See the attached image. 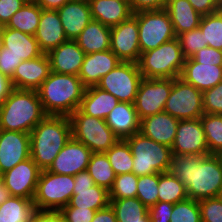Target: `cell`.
Masks as SVG:
<instances>
[{"label":"cell","mask_w":222,"mask_h":222,"mask_svg":"<svg viewBox=\"0 0 222 222\" xmlns=\"http://www.w3.org/2000/svg\"><path fill=\"white\" fill-rule=\"evenodd\" d=\"M169 172L186 187L188 198L217 197L222 187V163L215 154H173Z\"/></svg>","instance_id":"cell-1"},{"label":"cell","mask_w":222,"mask_h":222,"mask_svg":"<svg viewBox=\"0 0 222 222\" xmlns=\"http://www.w3.org/2000/svg\"><path fill=\"white\" fill-rule=\"evenodd\" d=\"M71 137L69 117L46 115L30 132V157L46 170Z\"/></svg>","instance_id":"cell-2"},{"label":"cell","mask_w":222,"mask_h":222,"mask_svg":"<svg viewBox=\"0 0 222 222\" xmlns=\"http://www.w3.org/2000/svg\"><path fill=\"white\" fill-rule=\"evenodd\" d=\"M85 89L78 76L51 71L37 93L46 115L69 117L79 108Z\"/></svg>","instance_id":"cell-3"},{"label":"cell","mask_w":222,"mask_h":222,"mask_svg":"<svg viewBox=\"0 0 222 222\" xmlns=\"http://www.w3.org/2000/svg\"><path fill=\"white\" fill-rule=\"evenodd\" d=\"M45 116L37 90L14 88L0 105V130L30 134Z\"/></svg>","instance_id":"cell-4"},{"label":"cell","mask_w":222,"mask_h":222,"mask_svg":"<svg viewBox=\"0 0 222 222\" xmlns=\"http://www.w3.org/2000/svg\"><path fill=\"white\" fill-rule=\"evenodd\" d=\"M184 62L185 57L176 37L155 49L141 53L137 64L144 79H174L180 77Z\"/></svg>","instance_id":"cell-5"},{"label":"cell","mask_w":222,"mask_h":222,"mask_svg":"<svg viewBox=\"0 0 222 222\" xmlns=\"http://www.w3.org/2000/svg\"><path fill=\"white\" fill-rule=\"evenodd\" d=\"M133 155L132 172L136 176L168 172L171 159V147L157 143L140 132L126 139Z\"/></svg>","instance_id":"cell-6"},{"label":"cell","mask_w":222,"mask_h":222,"mask_svg":"<svg viewBox=\"0 0 222 222\" xmlns=\"http://www.w3.org/2000/svg\"><path fill=\"white\" fill-rule=\"evenodd\" d=\"M74 189V176L41 170L33 202L39 211H57L68 205Z\"/></svg>","instance_id":"cell-7"},{"label":"cell","mask_w":222,"mask_h":222,"mask_svg":"<svg viewBox=\"0 0 222 222\" xmlns=\"http://www.w3.org/2000/svg\"><path fill=\"white\" fill-rule=\"evenodd\" d=\"M72 137L82 142L92 153L107 152L119 139L105 120L75 110L70 116Z\"/></svg>","instance_id":"cell-8"},{"label":"cell","mask_w":222,"mask_h":222,"mask_svg":"<svg viewBox=\"0 0 222 222\" xmlns=\"http://www.w3.org/2000/svg\"><path fill=\"white\" fill-rule=\"evenodd\" d=\"M133 14L137 17L141 53L155 49L177 37L165 9L144 10Z\"/></svg>","instance_id":"cell-9"},{"label":"cell","mask_w":222,"mask_h":222,"mask_svg":"<svg viewBox=\"0 0 222 222\" xmlns=\"http://www.w3.org/2000/svg\"><path fill=\"white\" fill-rule=\"evenodd\" d=\"M142 79L137 63L121 61L96 86L114 95L120 102L134 104Z\"/></svg>","instance_id":"cell-10"},{"label":"cell","mask_w":222,"mask_h":222,"mask_svg":"<svg viewBox=\"0 0 222 222\" xmlns=\"http://www.w3.org/2000/svg\"><path fill=\"white\" fill-rule=\"evenodd\" d=\"M164 112L178 120L201 118L204 114L202 91L180 77L174 78Z\"/></svg>","instance_id":"cell-11"},{"label":"cell","mask_w":222,"mask_h":222,"mask_svg":"<svg viewBox=\"0 0 222 222\" xmlns=\"http://www.w3.org/2000/svg\"><path fill=\"white\" fill-rule=\"evenodd\" d=\"M173 79L150 78L140 81L134 102L138 118L164 112V106L172 90Z\"/></svg>","instance_id":"cell-12"},{"label":"cell","mask_w":222,"mask_h":222,"mask_svg":"<svg viewBox=\"0 0 222 222\" xmlns=\"http://www.w3.org/2000/svg\"><path fill=\"white\" fill-rule=\"evenodd\" d=\"M110 50L122 62L139 61V29L137 17L133 14L117 26L111 28Z\"/></svg>","instance_id":"cell-13"},{"label":"cell","mask_w":222,"mask_h":222,"mask_svg":"<svg viewBox=\"0 0 222 222\" xmlns=\"http://www.w3.org/2000/svg\"><path fill=\"white\" fill-rule=\"evenodd\" d=\"M41 169L28 158L1 174V181L11 196L33 199Z\"/></svg>","instance_id":"cell-14"},{"label":"cell","mask_w":222,"mask_h":222,"mask_svg":"<svg viewBox=\"0 0 222 222\" xmlns=\"http://www.w3.org/2000/svg\"><path fill=\"white\" fill-rule=\"evenodd\" d=\"M109 204V191L102 186L95 185L87 170L74 176L73 195L65 207L89 208L97 211Z\"/></svg>","instance_id":"cell-15"},{"label":"cell","mask_w":222,"mask_h":222,"mask_svg":"<svg viewBox=\"0 0 222 222\" xmlns=\"http://www.w3.org/2000/svg\"><path fill=\"white\" fill-rule=\"evenodd\" d=\"M171 149L172 154L210 155L200 118L179 120Z\"/></svg>","instance_id":"cell-16"},{"label":"cell","mask_w":222,"mask_h":222,"mask_svg":"<svg viewBox=\"0 0 222 222\" xmlns=\"http://www.w3.org/2000/svg\"><path fill=\"white\" fill-rule=\"evenodd\" d=\"M91 154L92 151L82 142L71 137L47 170L52 173L75 176L87 170Z\"/></svg>","instance_id":"cell-17"},{"label":"cell","mask_w":222,"mask_h":222,"mask_svg":"<svg viewBox=\"0 0 222 222\" xmlns=\"http://www.w3.org/2000/svg\"><path fill=\"white\" fill-rule=\"evenodd\" d=\"M30 158V134L0 130V173Z\"/></svg>","instance_id":"cell-18"},{"label":"cell","mask_w":222,"mask_h":222,"mask_svg":"<svg viewBox=\"0 0 222 222\" xmlns=\"http://www.w3.org/2000/svg\"><path fill=\"white\" fill-rule=\"evenodd\" d=\"M0 54H12L24 61L41 56L43 52L33 35L3 26L0 27Z\"/></svg>","instance_id":"cell-19"},{"label":"cell","mask_w":222,"mask_h":222,"mask_svg":"<svg viewBox=\"0 0 222 222\" xmlns=\"http://www.w3.org/2000/svg\"><path fill=\"white\" fill-rule=\"evenodd\" d=\"M51 72L47 54L34 59L24 60L17 67L11 78L16 89L37 90Z\"/></svg>","instance_id":"cell-20"},{"label":"cell","mask_w":222,"mask_h":222,"mask_svg":"<svg viewBox=\"0 0 222 222\" xmlns=\"http://www.w3.org/2000/svg\"><path fill=\"white\" fill-rule=\"evenodd\" d=\"M120 62L110 49L85 54L78 77L86 88L96 86L100 79L113 70Z\"/></svg>","instance_id":"cell-21"},{"label":"cell","mask_w":222,"mask_h":222,"mask_svg":"<svg viewBox=\"0 0 222 222\" xmlns=\"http://www.w3.org/2000/svg\"><path fill=\"white\" fill-rule=\"evenodd\" d=\"M34 37L44 54H48L68 40L57 10L42 9L39 26Z\"/></svg>","instance_id":"cell-22"},{"label":"cell","mask_w":222,"mask_h":222,"mask_svg":"<svg viewBox=\"0 0 222 222\" xmlns=\"http://www.w3.org/2000/svg\"><path fill=\"white\" fill-rule=\"evenodd\" d=\"M52 72L78 76L85 53L75 40H67L48 54Z\"/></svg>","instance_id":"cell-23"},{"label":"cell","mask_w":222,"mask_h":222,"mask_svg":"<svg viewBox=\"0 0 222 222\" xmlns=\"http://www.w3.org/2000/svg\"><path fill=\"white\" fill-rule=\"evenodd\" d=\"M179 120L166 112L144 117L140 120V133L157 143L172 146Z\"/></svg>","instance_id":"cell-24"},{"label":"cell","mask_w":222,"mask_h":222,"mask_svg":"<svg viewBox=\"0 0 222 222\" xmlns=\"http://www.w3.org/2000/svg\"><path fill=\"white\" fill-rule=\"evenodd\" d=\"M105 122L119 140H126L140 131V119L132 103L119 101L106 116Z\"/></svg>","instance_id":"cell-25"},{"label":"cell","mask_w":222,"mask_h":222,"mask_svg":"<svg viewBox=\"0 0 222 222\" xmlns=\"http://www.w3.org/2000/svg\"><path fill=\"white\" fill-rule=\"evenodd\" d=\"M68 40H76L92 21L89 3L70 0L58 10Z\"/></svg>","instance_id":"cell-26"},{"label":"cell","mask_w":222,"mask_h":222,"mask_svg":"<svg viewBox=\"0 0 222 222\" xmlns=\"http://www.w3.org/2000/svg\"><path fill=\"white\" fill-rule=\"evenodd\" d=\"M180 78L203 92L222 81V66L201 64L192 58H187Z\"/></svg>","instance_id":"cell-27"},{"label":"cell","mask_w":222,"mask_h":222,"mask_svg":"<svg viewBox=\"0 0 222 222\" xmlns=\"http://www.w3.org/2000/svg\"><path fill=\"white\" fill-rule=\"evenodd\" d=\"M89 6L92 20L110 28L117 26L133 15L129 1L91 0Z\"/></svg>","instance_id":"cell-28"},{"label":"cell","mask_w":222,"mask_h":222,"mask_svg":"<svg viewBox=\"0 0 222 222\" xmlns=\"http://www.w3.org/2000/svg\"><path fill=\"white\" fill-rule=\"evenodd\" d=\"M118 103L119 100L114 95L97 86H91L85 89L78 109L84 114L105 120Z\"/></svg>","instance_id":"cell-29"},{"label":"cell","mask_w":222,"mask_h":222,"mask_svg":"<svg viewBox=\"0 0 222 222\" xmlns=\"http://www.w3.org/2000/svg\"><path fill=\"white\" fill-rule=\"evenodd\" d=\"M165 10L171 19L176 36L199 28L202 16L188 0H168Z\"/></svg>","instance_id":"cell-30"},{"label":"cell","mask_w":222,"mask_h":222,"mask_svg":"<svg viewBox=\"0 0 222 222\" xmlns=\"http://www.w3.org/2000/svg\"><path fill=\"white\" fill-rule=\"evenodd\" d=\"M75 41L85 54L109 50L111 28L92 20Z\"/></svg>","instance_id":"cell-31"},{"label":"cell","mask_w":222,"mask_h":222,"mask_svg":"<svg viewBox=\"0 0 222 222\" xmlns=\"http://www.w3.org/2000/svg\"><path fill=\"white\" fill-rule=\"evenodd\" d=\"M33 199L11 196L0 206V222H33Z\"/></svg>","instance_id":"cell-32"},{"label":"cell","mask_w":222,"mask_h":222,"mask_svg":"<svg viewBox=\"0 0 222 222\" xmlns=\"http://www.w3.org/2000/svg\"><path fill=\"white\" fill-rule=\"evenodd\" d=\"M117 222H150L148 208L137 198L110 199Z\"/></svg>","instance_id":"cell-33"},{"label":"cell","mask_w":222,"mask_h":222,"mask_svg":"<svg viewBox=\"0 0 222 222\" xmlns=\"http://www.w3.org/2000/svg\"><path fill=\"white\" fill-rule=\"evenodd\" d=\"M42 9L36 3H26L9 20L5 27L35 35L39 26Z\"/></svg>","instance_id":"cell-34"},{"label":"cell","mask_w":222,"mask_h":222,"mask_svg":"<svg viewBox=\"0 0 222 222\" xmlns=\"http://www.w3.org/2000/svg\"><path fill=\"white\" fill-rule=\"evenodd\" d=\"M188 199L185 185L169 171L159 173L158 201L175 204Z\"/></svg>","instance_id":"cell-35"},{"label":"cell","mask_w":222,"mask_h":222,"mask_svg":"<svg viewBox=\"0 0 222 222\" xmlns=\"http://www.w3.org/2000/svg\"><path fill=\"white\" fill-rule=\"evenodd\" d=\"M87 171L95 185L102 186L109 191L116 175L105 153H92Z\"/></svg>","instance_id":"cell-36"},{"label":"cell","mask_w":222,"mask_h":222,"mask_svg":"<svg viewBox=\"0 0 222 222\" xmlns=\"http://www.w3.org/2000/svg\"><path fill=\"white\" fill-rule=\"evenodd\" d=\"M105 154L116 176L132 173L133 155L126 140H118Z\"/></svg>","instance_id":"cell-37"},{"label":"cell","mask_w":222,"mask_h":222,"mask_svg":"<svg viewBox=\"0 0 222 222\" xmlns=\"http://www.w3.org/2000/svg\"><path fill=\"white\" fill-rule=\"evenodd\" d=\"M199 28L204 35L207 46L222 50V8L202 16Z\"/></svg>","instance_id":"cell-38"},{"label":"cell","mask_w":222,"mask_h":222,"mask_svg":"<svg viewBox=\"0 0 222 222\" xmlns=\"http://www.w3.org/2000/svg\"><path fill=\"white\" fill-rule=\"evenodd\" d=\"M209 154L222 151V114H203L200 118Z\"/></svg>","instance_id":"cell-39"},{"label":"cell","mask_w":222,"mask_h":222,"mask_svg":"<svg viewBox=\"0 0 222 222\" xmlns=\"http://www.w3.org/2000/svg\"><path fill=\"white\" fill-rule=\"evenodd\" d=\"M138 176L132 173L117 175L109 189V199L134 198L137 195Z\"/></svg>","instance_id":"cell-40"},{"label":"cell","mask_w":222,"mask_h":222,"mask_svg":"<svg viewBox=\"0 0 222 222\" xmlns=\"http://www.w3.org/2000/svg\"><path fill=\"white\" fill-rule=\"evenodd\" d=\"M159 173L138 176L136 197L147 207L158 202Z\"/></svg>","instance_id":"cell-41"},{"label":"cell","mask_w":222,"mask_h":222,"mask_svg":"<svg viewBox=\"0 0 222 222\" xmlns=\"http://www.w3.org/2000/svg\"><path fill=\"white\" fill-rule=\"evenodd\" d=\"M170 222H201L199 202L188 198L175 203Z\"/></svg>","instance_id":"cell-42"},{"label":"cell","mask_w":222,"mask_h":222,"mask_svg":"<svg viewBox=\"0 0 222 222\" xmlns=\"http://www.w3.org/2000/svg\"><path fill=\"white\" fill-rule=\"evenodd\" d=\"M183 56L185 59L191 58L197 51L207 47L205 38L200 28L181 33L177 36Z\"/></svg>","instance_id":"cell-43"},{"label":"cell","mask_w":222,"mask_h":222,"mask_svg":"<svg viewBox=\"0 0 222 222\" xmlns=\"http://www.w3.org/2000/svg\"><path fill=\"white\" fill-rule=\"evenodd\" d=\"M204 114H222V81L202 92Z\"/></svg>","instance_id":"cell-44"},{"label":"cell","mask_w":222,"mask_h":222,"mask_svg":"<svg viewBox=\"0 0 222 222\" xmlns=\"http://www.w3.org/2000/svg\"><path fill=\"white\" fill-rule=\"evenodd\" d=\"M201 222H222V201L218 197L199 200Z\"/></svg>","instance_id":"cell-45"},{"label":"cell","mask_w":222,"mask_h":222,"mask_svg":"<svg viewBox=\"0 0 222 222\" xmlns=\"http://www.w3.org/2000/svg\"><path fill=\"white\" fill-rule=\"evenodd\" d=\"M59 213L65 222H91L96 211L89 208L63 207Z\"/></svg>","instance_id":"cell-46"},{"label":"cell","mask_w":222,"mask_h":222,"mask_svg":"<svg viewBox=\"0 0 222 222\" xmlns=\"http://www.w3.org/2000/svg\"><path fill=\"white\" fill-rule=\"evenodd\" d=\"M191 58L201 64L222 66V50L210 46L200 49Z\"/></svg>","instance_id":"cell-47"},{"label":"cell","mask_w":222,"mask_h":222,"mask_svg":"<svg viewBox=\"0 0 222 222\" xmlns=\"http://www.w3.org/2000/svg\"><path fill=\"white\" fill-rule=\"evenodd\" d=\"M173 205L168 202H157L148 208L150 222H170Z\"/></svg>","instance_id":"cell-48"},{"label":"cell","mask_w":222,"mask_h":222,"mask_svg":"<svg viewBox=\"0 0 222 222\" xmlns=\"http://www.w3.org/2000/svg\"><path fill=\"white\" fill-rule=\"evenodd\" d=\"M25 4L23 0H0V27L6 26L11 17Z\"/></svg>","instance_id":"cell-49"},{"label":"cell","mask_w":222,"mask_h":222,"mask_svg":"<svg viewBox=\"0 0 222 222\" xmlns=\"http://www.w3.org/2000/svg\"><path fill=\"white\" fill-rule=\"evenodd\" d=\"M201 16L214 13L222 8L221 0H188Z\"/></svg>","instance_id":"cell-50"},{"label":"cell","mask_w":222,"mask_h":222,"mask_svg":"<svg viewBox=\"0 0 222 222\" xmlns=\"http://www.w3.org/2000/svg\"><path fill=\"white\" fill-rule=\"evenodd\" d=\"M168 0H130L129 4L133 13L144 10L165 9Z\"/></svg>","instance_id":"cell-51"},{"label":"cell","mask_w":222,"mask_h":222,"mask_svg":"<svg viewBox=\"0 0 222 222\" xmlns=\"http://www.w3.org/2000/svg\"><path fill=\"white\" fill-rule=\"evenodd\" d=\"M22 61V59H18L12 54H0V72L11 79L16 70V67Z\"/></svg>","instance_id":"cell-52"},{"label":"cell","mask_w":222,"mask_h":222,"mask_svg":"<svg viewBox=\"0 0 222 222\" xmlns=\"http://www.w3.org/2000/svg\"><path fill=\"white\" fill-rule=\"evenodd\" d=\"M33 222H65V220L57 211L37 210L33 216Z\"/></svg>","instance_id":"cell-53"},{"label":"cell","mask_w":222,"mask_h":222,"mask_svg":"<svg viewBox=\"0 0 222 222\" xmlns=\"http://www.w3.org/2000/svg\"><path fill=\"white\" fill-rule=\"evenodd\" d=\"M91 222H117L115 212L111 205L97 210Z\"/></svg>","instance_id":"cell-54"},{"label":"cell","mask_w":222,"mask_h":222,"mask_svg":"<svg viewBox=\"0 0 222 222\" xmlns=\"http://www.w3.org/2000/svg\"><path fill=\"white\" fill-rule=\"evenodd\" d=\"M13 89L11 79L0 72V105L8 98Z\"/></svg>","instance_id":"cell-55"},{"label":"cell","mask_w":222,"mask_h":222,"mask_svg":"<svg viewBox=\"0 0 222 222\" xmlns=\"http://www.w3.org/2000/svg\"><path fill=\"white\" fill-rule=\"evenodd\" d=\"M68 1H70V0H38L36 4L41 9L58 10L60 7H62Z\"/></svg>","instance_id":"cell-56"},{"label":"cell","mask_w":222,"mask_h":222,"mask_svg":"<svg viewBox=\"0 0 222 222\" xmlns=\"http://www.w3.org/2000/svg\"><path fill=\"white\" fill-rule=\"evenodd\" d=\"M11 197L9 190L5 187L4 183L0 182V206Z\"/></svg>","instance_id":"cell-57"},{"label":"cell","mask_w":222,"mask_h":222,"mask_svg":"<svg viewBox=\"0 0 222 222\" xmlns=\"http://www.w3.org/2000/svg\"><path fill=\"white\" fill-rule=\"evenodd\" d=\"M25 3H37L38 0H23Z\"/></svg>","instance_id":"cell-58"},{"label":"cell","mask_w":222,"mask_h":222,"mask_svg":"<svg viewBox=\"0 0 222 222\" xmlns=\"http://www.w3.org/2000/svg\"><path fill=\"white\" fill-rule=\"evenodd\" d=\"M221 201H222V187L219 190L218 196H217Z\"/></svg>","instance_id":"cell-59"},{"label":"cell","mask_w":222,"mask_h":222,"mask_svg":"<svg viewBox=\"0 0 222 222\" xmlns=\"http://www.w3.org/2000/svg\"><path fill=\"white\" fill-rule=\"evenodd\" d=\"M217 156L220 158L221 163H222V151H220V152L217 154Z\"/></svg>","instance_id":"cell-60"},{"label":"cell","mask_w":222,"mask_h":222,"mask_svg":"<svg viewBox=\"0 0 222 222\" xmlns=\"http://www.w3.org/2000/svg\"><path fill=\"white\" fill-rule=\"evenodd\" d=\"M76 1L89 3L91 0H76Z\"/></svg>","instance_id":"cell-61"}]
</instances>
